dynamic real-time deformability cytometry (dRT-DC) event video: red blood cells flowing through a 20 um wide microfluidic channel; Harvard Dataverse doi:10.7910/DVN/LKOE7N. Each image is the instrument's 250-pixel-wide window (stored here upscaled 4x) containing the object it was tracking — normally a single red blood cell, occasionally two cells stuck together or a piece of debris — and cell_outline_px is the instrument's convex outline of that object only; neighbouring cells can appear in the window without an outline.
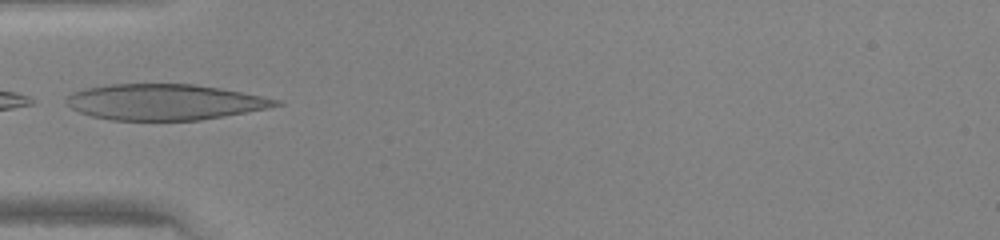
{"species": "human", "species_latin": "Homo sapiens", "temperature_condition": "warm", "stored_images_in_passage": 12, "camera_frame_rate_fps": 3000, "um_per_image_px": 0.085, "donor": {"sex": "female"}, "frame": {"image": 1, "passage_image": 1, "time_ms": 0.0, "image_size_px": [1000, 240], "cell_outline_px": [[284, 104], [268, 108], [224, 116], [200, 120], [112, 120], [92, 116], [80, 112], [72, 108], [64, 100], [72, 92], [84, 88], [112, 84], [192, 84], [220, 88], [280, 100]], "centroid_in_image_um": [13.97, 8.67], "position_along_channel_um": 71.0, "area_um2": 43.52}}
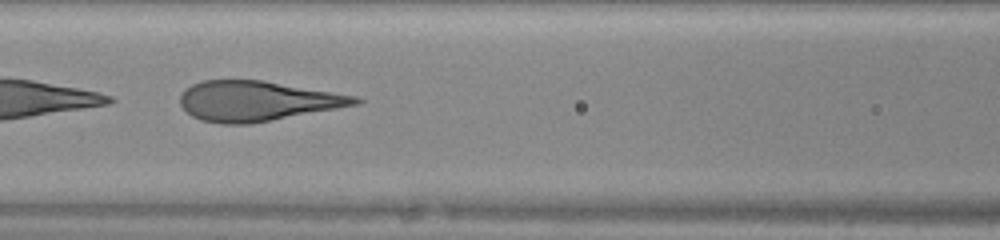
{"frame": {"image": 2, "passage_image": 6, "time_ms": 1.667, "image_size_px": [1000, 240], "cell_outline_px": [[364, 100], [360, 104], [252, 124], [220, 124], [200, 120], [192, 116], [180, 104], [180, 96], [184, 88], [200, 80], [264, 80], [356, 96]], "centroid_in_image_um": [21.84, 8.59], "position_along_channel_um": 144.8, "area_um2": 41.04}}
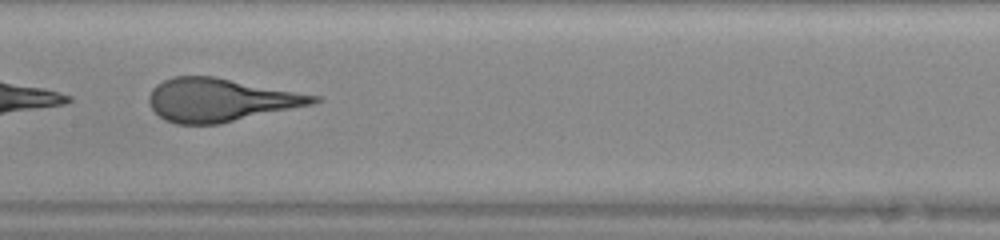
{"frame": {"image": 3, "passage_image": 9, "time_ms": 2.667, "image_size_px": [1000, 240], "cell_outline_px": [[320, 100], [312, 104], [220, 124], [176, 124], [164, 120], [148, 104], [148, 96], [152, 88], [156, 84], [172, 76], [212, 76], [320, 96]], "centroid_in_image_um": [18.67, 8.5], "position_along_channel_um": 188.7, "area_um2": 41.15}}